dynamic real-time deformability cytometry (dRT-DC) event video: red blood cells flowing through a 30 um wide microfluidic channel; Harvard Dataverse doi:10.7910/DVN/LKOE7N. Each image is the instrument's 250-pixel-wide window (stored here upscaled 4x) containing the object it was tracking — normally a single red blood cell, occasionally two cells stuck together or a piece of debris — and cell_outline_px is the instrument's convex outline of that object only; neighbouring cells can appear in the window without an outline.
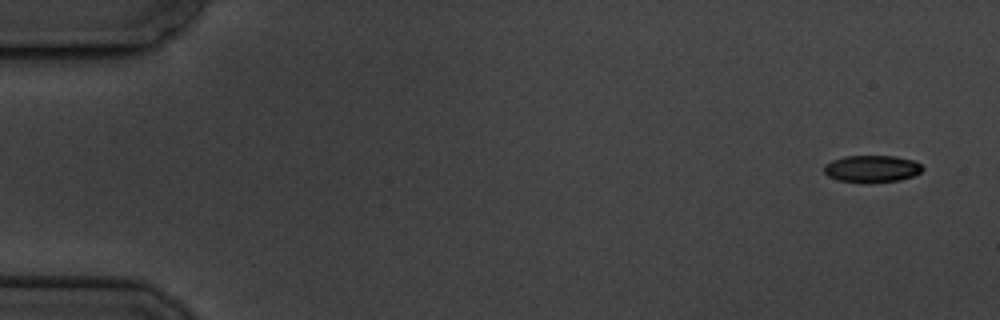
{"species": "common noctule bat (a hibernating species)", "species_latin": "Nyctalus noctula", "temperature_condition": "cold", "stored_images_in_passage": 5, "camera_frame_rate_fps": 3000, "um_per_image_px": 0.085, "animal": {"sex": "male", "body_mass_g": 19.5, "forearm_length_mm": 54.6}, "frame": {"image": 1, "passage_image": 1, "time_ms": 0.0, "image_size_px": [1000, 320], "cell_outline_px": [[924, 168], [920, 172], [912, 176], [900, 180], [836, 180], [828, 176], [824, 172], [824, 164], [832, 160], [844, 156], [896, 156], [916, 160]], "centroid_in_image_um": [74.12, 14.29], "position_along_channel_um": 10.9, "area_um2": 14.97}}
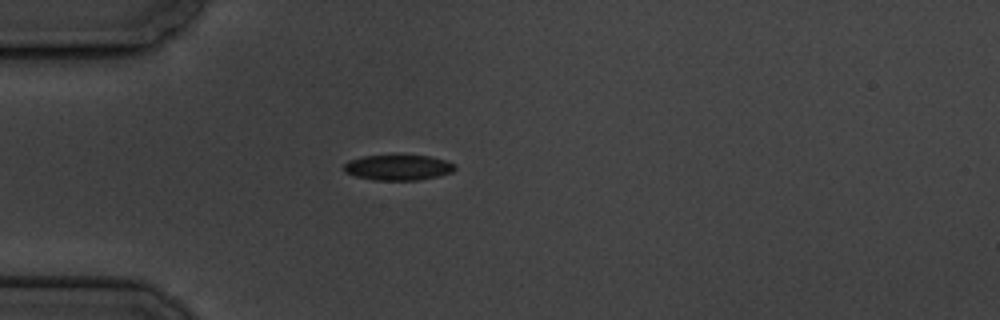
{"frame": {"image": 2, "passage_image": 5, "time_ms": 4.667, "image_size_px": [1000, 320], "cell_outline_px": [[456, 168], [452, 172], [420, 180], [372, 180], [356, 176], [344, 172], [344, 164], [348, 160], [364, 156], [396, 152], [428, 156], [444, 160], [456, 164]], "centroid_in_image_um": [33.82, 14.19], "position_along_channel_um": 51.2, "area_um2": 17.22}}